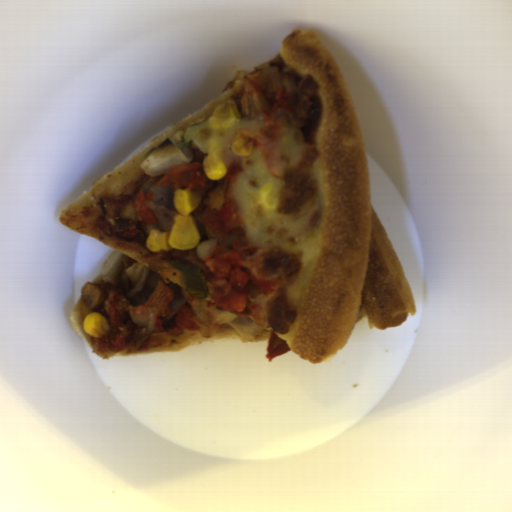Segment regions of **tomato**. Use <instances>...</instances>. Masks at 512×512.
<instances>
[{
	"label": "tomato",
	"instance_id": "1",
	"mask_svg": "<svg viewBox=\"0 0 512 512\" xmlns=\"http://www.w3.org/2000/svg\"><path fill=\"white\" fill-rule=\"evenodd\" d=\"M238 207L234 200L226 199L219 209L206 208L198 217V221L206 228L221 232L224 235L243 236L246 234L245 225L237 217Z\"/></svg>",
	"mask_w": 512,
	"mask_h": 512
},
{
	"label": "tomato",
	"instance_id": "2",
	"mask_svg": "<svg viewBox=\"0 0 512 512\" xmlns=\"http://www.w3.org/2000/svg\"><path fill=\"white\" fill-rule=\"evenodd\" d=\"M207 173L201 162H188L169 170L159 177L157 187H173L175 192L179 189H188L191 192L204 187Z\"/></svg>",
	"mask_w": 512,
	"mask_h": 512
},
{
	"label": "tomato",
	"instance_id": "3",
	"mask_svg": "<svg viewBox=\"0 0 512 512\" xmlns=\"http://www.w3.org/2000/svg\"><path fill=\"white\" fill-rule=\"evenodd\" d=\"M175 324L170 329L166 330L174 337H177L184 333L185 329L195 331L200 330L202 327L199 317L193 314L192 310L188 306L181 307L175 317Z\"/></svg>",
	"mask_w": 512,
	"mask_h": 512
},
{
	"label": "tomato",
	"instance_id": "4",
	"mask_svg": "<svg viewBox=\"0 0 512 512\" xmlns=\"http://www.w3.org/2000/svg\"><path fill=\"white\" fill-rule=\"evenodd\" d=\"M153 193L140 192L134 202L133 208L136 210L138 220L148 225H154L157 222L155 213L149 208L148 201L153 202Z\"/></svg>",
	"mask_w": 512,
	"mask_h": 512
},
{
	"label": "tomato",
	"instance_id": "5",
	"mask_svg": "<svg viewBox=\"0 0 512 512\" xmlns=\"http://www.w3.org/2000/svg\"><path fill=\"white\" fill-rule=\"evenodd\" d=\"M266 350H267V352L265 353V357H266V359L269 360V363H270V362H272V360L275 356H280L284 353H287L291 350V348L288 346L286 341L279 338L272 332L270 334Z\"/></svg>",
	"mask_w": 512,
	"mask_h": 512
}]
</instances>
